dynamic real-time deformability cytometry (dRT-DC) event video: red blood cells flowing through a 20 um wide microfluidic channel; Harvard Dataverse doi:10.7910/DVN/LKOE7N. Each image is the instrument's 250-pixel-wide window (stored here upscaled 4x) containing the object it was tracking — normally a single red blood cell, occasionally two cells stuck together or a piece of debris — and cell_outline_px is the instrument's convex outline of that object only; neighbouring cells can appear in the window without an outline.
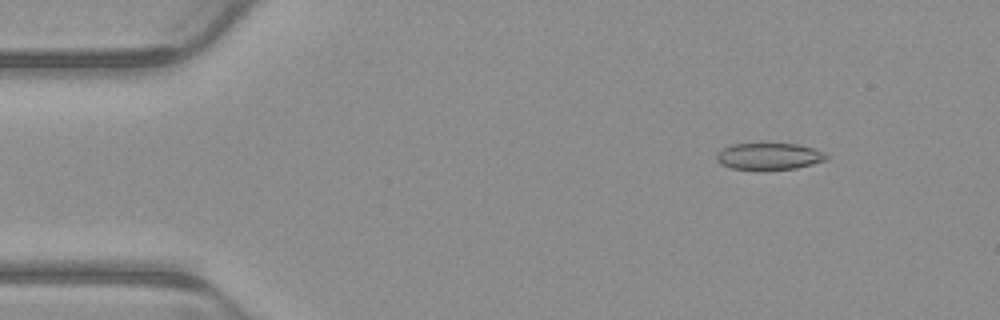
{"species": "common noctule bat (a hibernating species)", "species_latin": "Nyctalus noctula", "temperature_condition": "warm", "stored_images_in_passage": 5, "camera_frame_rate_fps": 3000, "um_per_image_px": 0.085, "animal": {"sex": "male", "body_mass_g": 23.1, "forearm_length_mm": 52.7}, "frame": {"image": 1, "passage_image": 2, "time_ms": 0.333, "image_size_px": [1000, 320], "cell_outline_px": [[828, 160], [796, 168], [768, 172], [764, 172], [732, 168], [720, 164], [716, 160], [716, 152], [720, 148], [732, 144], [764, 140], [796, 144], [816, 148], [824, 152], [828, 156]], "centroid_in_image_um": [65.33, 13.26], "position_along_channel_um": 19.7, "area_um2": 18.79}}
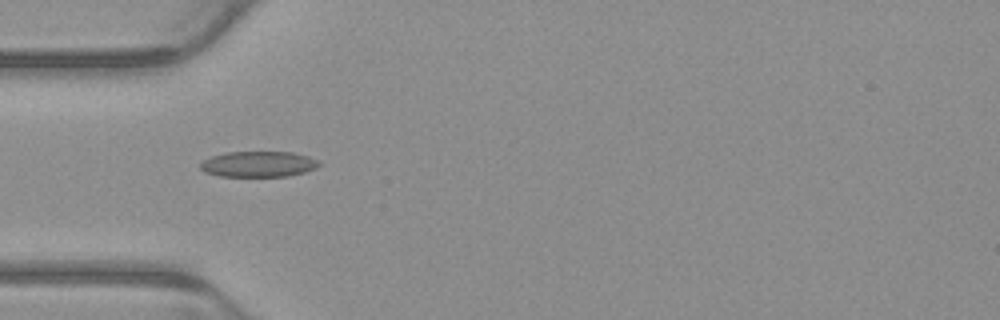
{"frame": {"image": 2, "passage_image": 5, "time_ms": 1.333, "image_size_px": [1000, 320], "cell_outline_px": [[320, 164], [316, 168], [304, 172], [288, 176], [220, 176], [204, 172], [200, 168], [200, 164], [204, 160], [212, 156], [228, 152], [292, 152], [308, 156], [316, 160]], "centroid_in_image_um": [21.95, 13.95], "position_along_channel_um": 63.0, "area_um2": 17.63}}